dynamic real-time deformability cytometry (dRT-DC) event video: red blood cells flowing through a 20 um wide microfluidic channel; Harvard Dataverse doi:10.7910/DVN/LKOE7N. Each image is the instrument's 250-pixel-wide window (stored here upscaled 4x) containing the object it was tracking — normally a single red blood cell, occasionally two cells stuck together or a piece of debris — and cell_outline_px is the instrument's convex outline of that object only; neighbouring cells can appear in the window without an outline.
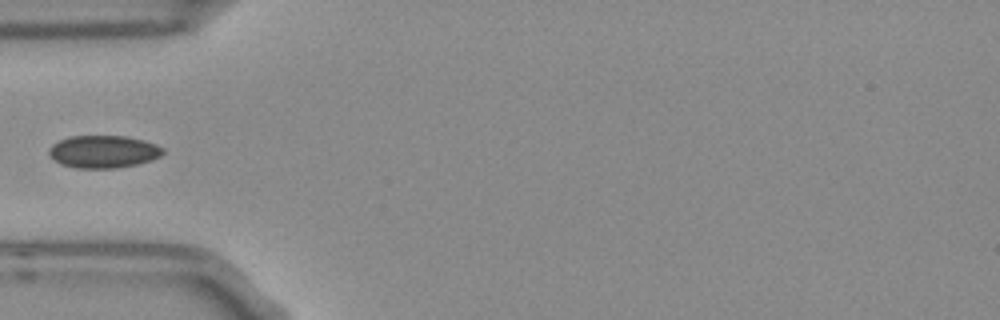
{"species": "Egyptian fruit bat (a non-hibernating species)", "species_latin": "Rousettus aegyptiacus", "temperature_condition": "room temperature", "stored_images_in_passage": 5, "camera_frame_rate_fps": 3000, "um_per_image_px": 0.085, "frame": {"image": 1, "passage_image": 4, "time_ms": 1.0, "image_size_px": [1000, 320], "cell_outline_px": [[164, 152], [160, 156], [152, 160], [136, 164], [116, 168], [76, 168], [60, 164], [48, 156], [48, 148], [52, 144], [68, 136], [128, 136], [144, 140], [156, 144], [164, 148]], "centroid_in_image_um": [8.77, 12.89], "position_along_channel_um": 76.2, "area_um2": 21.85}}
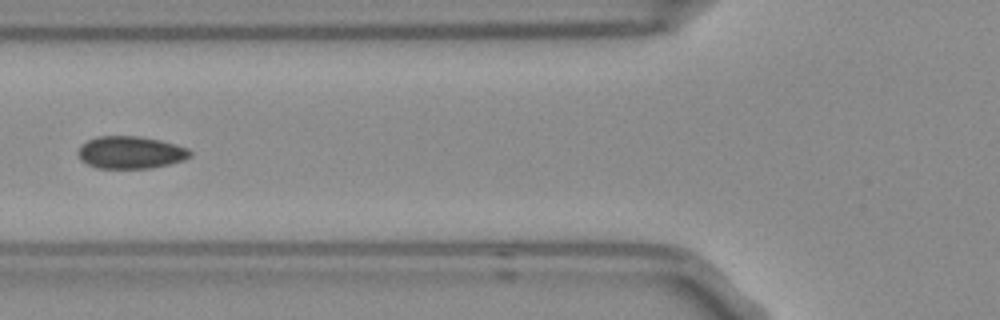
{"frame": {"image": 2, "passage_image": 5, "time_ms": 1.333, "image_size_px": [1000, 320], "cell_outline_px": [[192, 156], [184, 160], [152, 168], [96, 168], [80, 160], [76, 152], [88, 140], [100, 136], [140, 136], [160, 140], [176, 144], [188, 148], [192, 152]], "centroid_in_image_um": [11.12, 12.96], "position_along_channel_um": 114.7, "area_um2": 21.21}}